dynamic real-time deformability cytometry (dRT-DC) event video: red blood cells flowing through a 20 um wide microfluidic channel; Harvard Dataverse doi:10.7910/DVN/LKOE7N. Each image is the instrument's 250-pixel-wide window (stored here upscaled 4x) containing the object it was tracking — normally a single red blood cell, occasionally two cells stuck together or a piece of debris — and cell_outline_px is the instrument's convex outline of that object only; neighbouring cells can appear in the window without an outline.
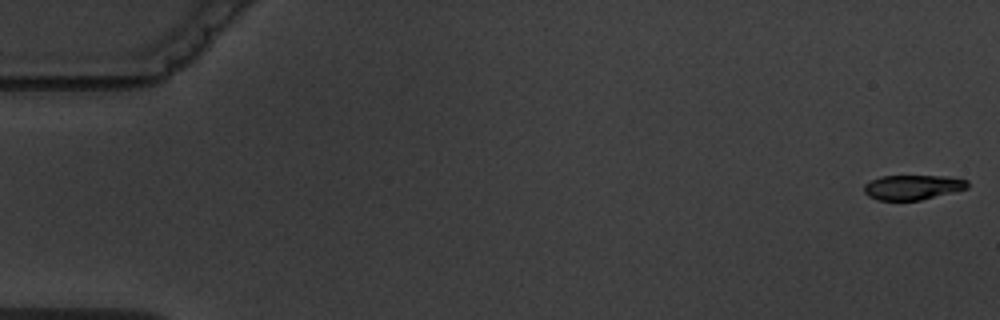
{"species": "common noctule bat (a hibernating species)", "species_latin": "Nyctalus noctula", "temperature_condition": "warm", "stored_images_in_passage": 6, "camera_frame_rate_fps": 3000, "um_per_image_px": 0.085, "animal": {"sex": "male", "body_mass_g": 19.5, "forearm_length_mm": 54.6}, "frame": {"image": 1, "passage_image": 1, "time_ms": 0.0, "image_size_px": [1000, 320], "cell_outline_px": [[968, 188], [920, 200], [880, 200], [868, 196], [864, 192], [864, 184], [880, 176], [948, 176], [968, 180]], "centroid_in_image_um": [77.57, 15.91], "position_along_channel_um": 7.4, "area_um2": 14.85}}
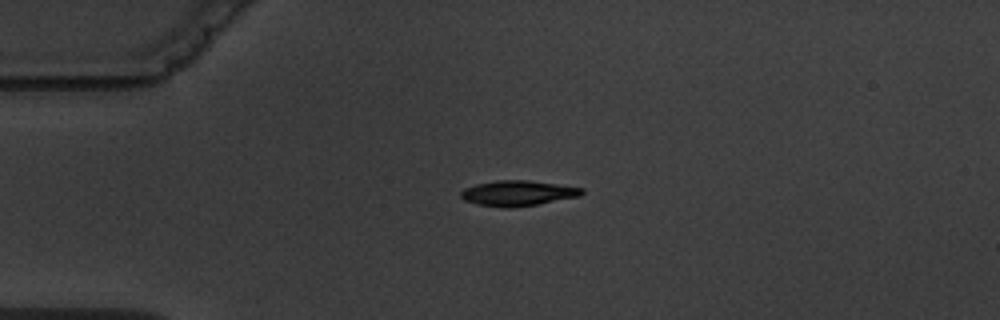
{"frame": {"image": 2, "passage_image": 4, "time_ms": 4.333, "image_size_px": [1000, 320], "cell_outline_px": [[584, 192], [580, 196], [536, 204], [508, 208], [504, 208], [480, 204], [464, 200], [460, 196], [460, 192], [464, 188], [476, 184], [496, 180], [528, 180], [584, 188]], "centroid_in_image_um": [44.0, 16.41], "position_along_channel_um": 41.0, "area_um2": 17.69}}
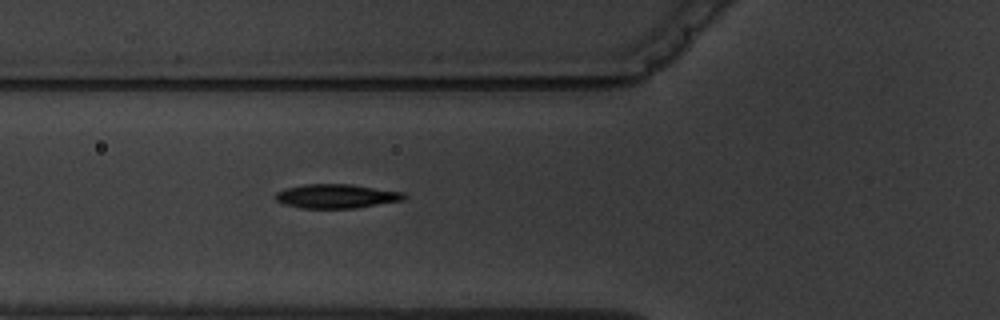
{"frame": {"image": 3, "passage_image": 6, "time_ms": 6.667, "image_size_px": [1000, 320], "cell_outline_px": [[408, 196], [404, 200], [352, 208], [300, 208], [284, 204], [276, 200], [272, 196], [276, 192], [284, 188], [304, 184], [352, 184], [404, 192]], "centroid_in_image_um": [28.56, 16.66], "position_along_channel_um": 97.2, "area_um2": 18.21}}